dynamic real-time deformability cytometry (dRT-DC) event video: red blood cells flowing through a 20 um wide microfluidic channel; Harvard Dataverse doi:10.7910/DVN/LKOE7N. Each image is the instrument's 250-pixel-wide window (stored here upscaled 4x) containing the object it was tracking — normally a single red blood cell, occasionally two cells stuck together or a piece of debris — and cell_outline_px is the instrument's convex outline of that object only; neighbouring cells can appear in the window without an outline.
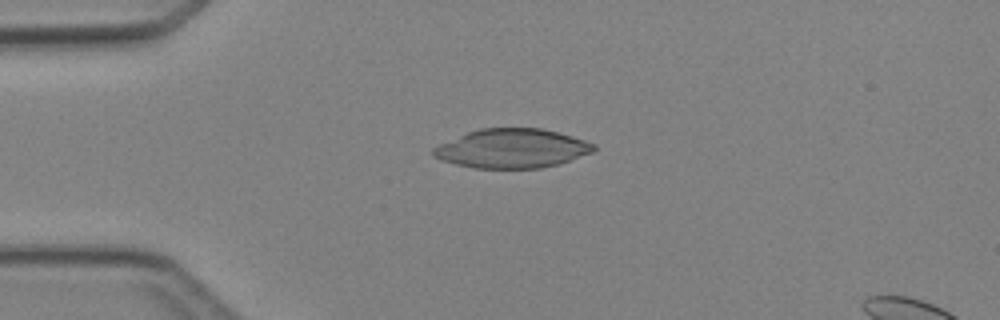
{"species": "Egyptian fruit bat (a non-hibernating species)", "species_latin": "Rousettus aegyptiacus", "temperature_condition": "cold", "stored_images_in_passage": 3, "camera_frame_rate_fps": 3000, "um_per_image_px": 0.085, "animal": {"sex": "female"}, "frame": {"image": 1, "passage_image": 1, "time_ms": 0.0, "image_size_px": [1000, 320], "cell_outline_px": [[596, 152], [560, 164], [540, 168], [472, 168], [440, 160], [432, 156], [432, 148], [440, 144], [468, 132], [480, 128], [544, 128], [572, 136], [596, 144]], "centroid_in_image_um": [43.56, 12.62], "position_along_channel_um": 41.4, "area_um2": 36.88}}